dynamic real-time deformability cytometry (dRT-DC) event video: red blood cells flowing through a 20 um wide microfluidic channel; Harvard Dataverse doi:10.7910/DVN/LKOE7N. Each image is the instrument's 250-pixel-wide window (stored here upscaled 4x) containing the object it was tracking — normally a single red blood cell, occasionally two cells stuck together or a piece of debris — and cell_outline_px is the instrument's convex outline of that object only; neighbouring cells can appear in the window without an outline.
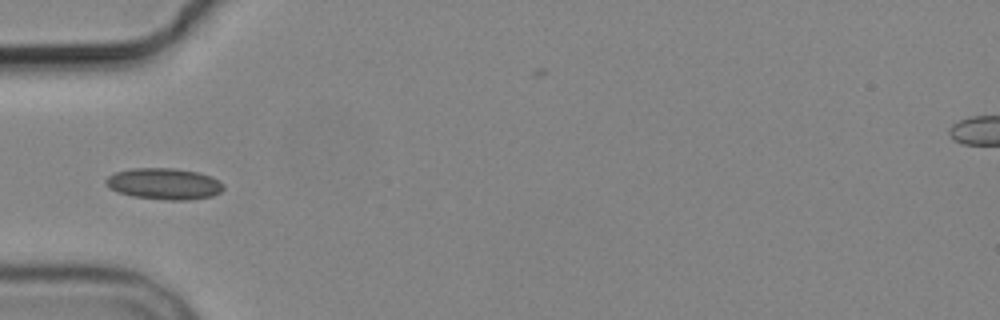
{"species": "common noctule bat (a hibernating species)", "species_latin": "Nyctalus noctula", "temperature_condition": "cold", "stored_images_in_passage": 10, "camera_frame_rate_fps": 3000, "um_per_image_px": 0.085, "animal": {"sex": "male", "body_mass_g": 19.2, "forearm_length_mm": 51.8}, "frame": {"image": 1, "passage_image": 5, "time_ms": 5.667, "image_size_px": [1000, 320], "cell_outline_px": [[224, 188], [220, 192], [212, 196], [188, 200], [164, 200], [132, 196], [116, 192], [108, 188], [104, 184], [104, 180], [108, 176], [116, 172], [132, 168], [176, 168], [196, 172], [212, 176], [224, 184]], "centroid_in_image_um": [13.92, 15.62], "position_along_channel_um": 71.1, "area_um2": 21.73}}
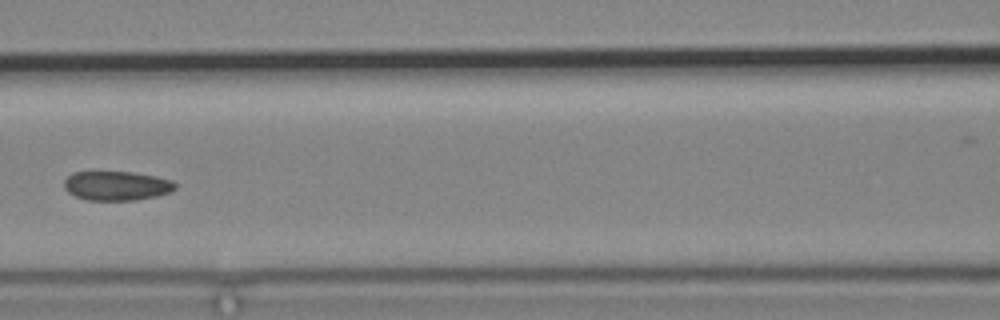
{"frame": {"image": 2, "passage_image": 7, "time_ms": 8.0, "image_size_px": [1000, 320], "cell_outline_px": [[176, 188], [172, 192], [156, 196], [136, 200], [88, 200], [76, 196], [68, 192], [64, 188], [64, 180], [72, 172], [132, 172], [156, 176], [172, 180], [176, 184]], "centroid_in_image_um": [9.93, 15.79], "position_along_channel_um": 156.7, "area_um2": 19.02}}
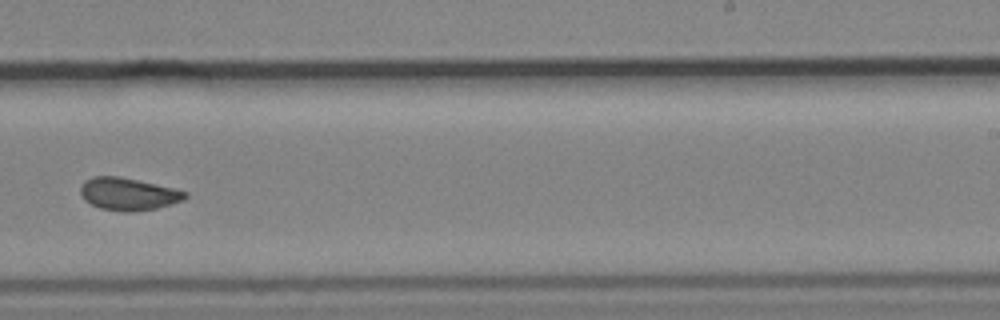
{"frame": {"image": 3, "passage_image": 10, "time_ms": 11.333, "image_size_px": [1000, 320], "cell_outline_px": [[188, 196], [184, 200], [156, 208], [136, 212], [120, 212], [100, 208], [84, 200], [80, 192], [80, 188], [84, 180], [92, 176], [120, 176], [156, 184], [188, 192]], "centroid_in_image_um": [10.88, 16.49], "position_along_channel_um": 278.1, "area_um2": 19.94}}